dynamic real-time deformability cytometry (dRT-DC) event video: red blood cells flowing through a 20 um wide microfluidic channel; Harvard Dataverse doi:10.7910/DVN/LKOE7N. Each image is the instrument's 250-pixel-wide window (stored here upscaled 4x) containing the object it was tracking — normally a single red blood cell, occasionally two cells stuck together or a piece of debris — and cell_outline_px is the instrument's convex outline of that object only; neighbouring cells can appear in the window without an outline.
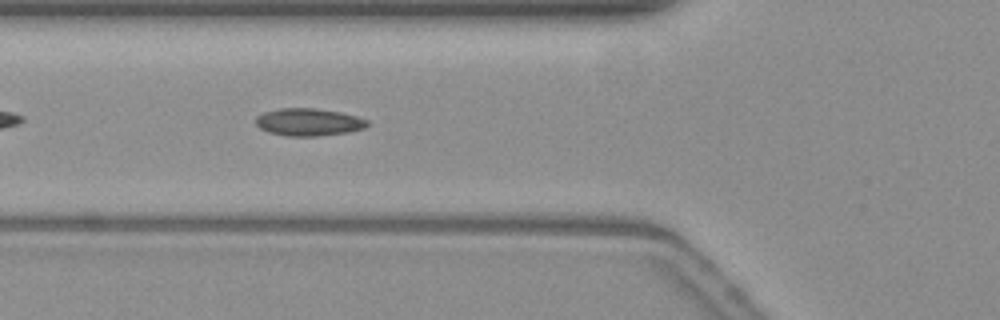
{"species": "common noctule bat (a hibernating species)", "species_latin": "Nyctalus noctula", "temperature_condition": "warm", "stored_images_in_passage": 36, "camera_frame_rate_fps": 3000, "um_per_image_px": 0.085, "animal": {"sex": "female", "body_mass_g": 19.3, "forearm_length_mm": 54.1}, "frame": {"image": 1, "passage_image": 6, "time_ms": 1.667, "image_size_px": [1000, 320], "cell_outline_px": [[368, 124], [364, 128], [348, 132], [316, 136], [288, 136], [268, 132], [260, 128], [256, 124], [256, 116], [264, 112], [280, 108], [316, 108], [340, 112], [356, 116], [368, 120]], "centroid_in_image_um": [26.22, 10.37], "position_along_channel_um": 99.6, "area_um2": 17.8}}
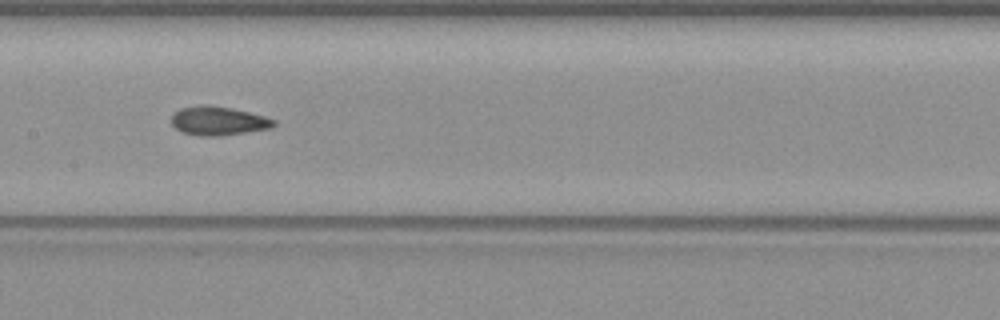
{"frame": {"image": 2, "passage_image": 13, "time_ms": 4.0, "image_size_px": [1000, 320], "cell_outline_px": [[276, 124], [272, 128], [220, 136], [196, 136], [184, 132], [176, 128], [172, 124], [172, 116], [180, 108], [204, 104], [208, 104], [232, 108], [264, 116], [276, 120]], "centroid_in_image_um": [18.57, 10.27], "position_along_channel_um": 188.8, "area_um2": 17.22}}
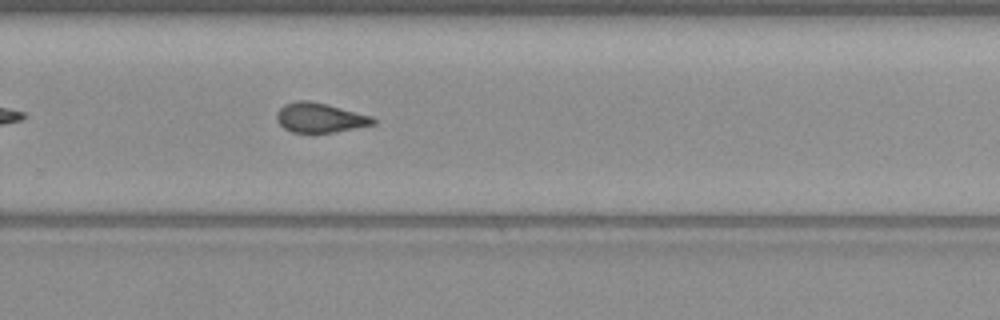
{"frame": {"image": 3, "passage_image": 22, "time_ms": 7.0, "image_size_px": [1000, 320], "cell_outline_px": [[376, 124], [336, 132], [292, 132], [284, 128], [276, 120], [276, 112], [284, 104], [300, 100], [312, 100], [328, 104], [372, 116], [376, 120]], "centroid_in_image_um": [27.2, 9.99], "position_along_channel_um": 302.6, "area_um2": 16.76}}